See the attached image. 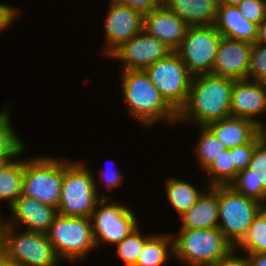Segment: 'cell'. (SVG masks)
I'll list each match as a JSON object with an SVG mask.
<instances>
[{
	"instance_id": "cell-27",
	"label": "cell",
	"mask_w": 266,
	"mask_h": 266,
	"mask_svg": "<svg viewBox=\"0 0 266 266\" xmlns=\"http://www.w3.org/2000/svg\"><path fill=\"white\" fill-rule=\"evenodd\" d=\"M199 140L195 145L196 160L202 171L210 166V164L221 154V151L227 149L222 141H219L214 132L208 126H199Z\"/></svg>"
},
{
	"instance_id": "cell-7",
	"label": "cell",
	"mask_w": 266,
	"mask_h": 266,
	"mask_svg": "<svg viewBox=\"0 0 266 266\" xmlns=\"http://www.w3.org/2000/svg\"><path fill=\"white\" fill-rule=\"evenodd\" d=\"M46 235L61 262L70 260L74 263L80 259L82 262L90 251L97 249L88 217L57 214Z\"/></svg>"
},
{
	"instance_id": "cell-32",
	"label": "cell",
	"mask_w": 266,
	"mask_h": 266,
	"mask_svg": "<svg viewBox=\"0 0 266 266\" xmlns=\"http://www.w3.org/2000/svg\"><path fill=\"white\" fill-rule=\"evenodd\" d=\"M262 140L260 132L250 143L233 148L234 166L238 172L248 168L254 150Z\"/></svg>"
},
{
	"instance_id": "cell-41",
	"label": "cell",
	"mask_w": 266,
	"mask_h": 266,
	"mask_svg": "<svg viewBox=\"0 0 266 266\" xmlns=\"http://www.w3.org/2000/svg\"><path fill=\"white\" fill-rule=\"evenodd\" d=\"M0 266H13L6 258L5 254L0 250Z\"/></svg>"
},
{
	"instance_id": "cell-18",
	"label": "cell",
	"mask_w": 266,
	"mask_h": 266,
	"mask_svg": "<svg viewBox=\"0 0 266 266\" xmlns=\"http://www.w3.org/2000/svg\"><path fill=\"white\" fill-rule=\"evenodd\" d=\"M188 26L163 3L144 15L143 30L175 51L185 38Z\"/></svg>"
},
{
	"instance_id": "cell-40",
	"label": "cell",
	"mask_w": 266,
	"mask_h": 266,
	"mask_svg": "<svg viewBox=\"0 0 266 266\" xmlns=\"http://www.w3.org/2000/svg\"><path fill=\"white\" fill-rule=\"evenodd\" d=\"M243 0H219V4L238 6Z\"/></svg>"
},
{
	"instance_id": "cell-8",
	"label": "cell",
	"mask_w": 266,
	"mask_h": 266,
	"mask_svg": "<svg viewBox=\"0 0 266 266\" xmlns=\"http://www.w3.org/2000/svg\"><path fill=\"white\" fill-rule=\"evenodd\" d=\"M263 207L257 200L236 192L229 185H218V228L233 247L242 241Z\"/></svg>"
},
{
	"instance_id": "cell-37",
	"label": "cell",
	"mask_w": 266,
	"mask_h": 266,
	"mask_svg": "<svg viewBox=\"0 0 266 266\" xmlns=\"http://www.w3.org/2000/svg\"><path fill=\"white\" fill-rule=\"evenodd\" d=\"M114 167V166H113ZM111 167V168H113ZM103 172H101V182H103L106 187L105 188H108L109 192L113 189L115 190V188L117 187H120V185L122 184V180H123V174L117 170H115V168H113L112 170L107 167L106 169H104L103 167Z\"/></svg>"
},
{
	"instance_id": "cell-42",
	"label": "cell",
	"mask_w": 266,
	"mask_h": 266,
	"mask_svg": "<svg viewBox=\"0 0 266 266\" xmlns=\"http://www.w3.org/2000/svg\"><path fill=\"white\" fill-rule=\"evenodd\" d=\"M261 134L263 139L266 141V123L261 127Z\"/></svg>"
},
{
	"instance_id": "cell-38",
	"label": "cell",
	"mask_w": 266,
	"mask_h": 266,
	"mask_svg": "<svg viewBox=\"0 0 266 266\" xmlns=\"http://www.w3.org/2000/svg\"><path fill=\"white\" fill-rule=\"evenodd\" d=\"M248 266H266V253H246Z\"/></svg>"
},
{
	"instance_id": "cell-43",
	"label": "cell",
	"mask_w": 266,
	"mask_h": 266,
	"mask_svg": "<svg viewBox=\"0 0 266 266\" xmlns=\"http://www.w3.org/2000/svg\"><path fill=\"white\" fill-rule=\"evenodd\" d=\"M6 161L2 158V157H0V167L5 163Z\"/></svg>"
},
{
	"instance_id": "cell-34",
	"label": "cell",
	"mask_w": 266,
	"mask_h": 266,
	"mask_svg": "<svg viewBox=\"0 0 266 266\" xmlns=\"http://www.w3.org/2000/svg\"><path fill=\"white\" fill-rule=\"evenodd\" d=\"M110 2L128 6L143 15L157 9L162 4V0H111Z\"/></svg>"
},
{
	"instance_id": "cell-5",
	"label": "cell",
	"mask_w": 266,
	"mask_h": 266,
	"mask_svg": "<svg viewBox=\"0 0 266 266\" xmlns=\"http://www.w3.org/2000/svg\"><path fill=\"white\" fill-rule=\"evenodd\" d=\"M16 230L17 227L0 226V250L13 266H57L61 263L46 234Z\"/></svg>"
},
{
	"instance_id": "cell-35",
	"label": "cell",
	"mask_w": 266,
	"mask_h": 266,
	"mask_svg": "<svg viewBox=\"0 0 266 266\" xmlns=\"http://www.w3.org/2000/svg\"><path fill=\"white\" fill-rule=\"evenodd\" d=\"M20 10L18 7L11 6L10 4L0 3V32L14 25L16 19H18V15Z\"/></svg>"
},
{
	"instance_id": "cell-13",
	"label": "cell",
	"mask_w": 266,
	"mask_h": 266,
	"mask_svg": "<svg viewBox=\"0 0 266 266\" xmlns=\"http://www.w3.org/2000/svg\"><path fill=\"white\" fill-rule=\"evenodd\" d=\"M104 20V41L107 57L121 44L143 31L144 15L132 8L111 2ZM105 51V52H104Z\"/></svg>"
},
{
	"instance_id": "cell-12",
	"label": "cell",
	"mask_w": 266,
	"mask_h": 266,
	"mask_svg": "<svg viewBox=\"0 0 266 266\" xmlns=\"http://www.w3.org/2000/svg\"><path fill=\"white\" fill-rule=\"evenodd\" d=\"M171 52L172 49L165 43L143 30L121 44L108 57L122 61L121 71L145 70Z\"/></svg>"
},
{
	"instance_id": "cell-2",
	"label": "cell",
	"mask_w": 266,
	"mask_h": 266,
	"mask_svg": "<svg viewBox=\"0 0 266 266\" xmlns=\"http://www.w3.org/2000/svg\"><path fill=\"white\" fill-rule=\"evenodd\" d=\"M121 89L127 112L150 128L158 121L177 124V113L165 102L144 70L121 71Z\"/></svg>"
},
{
	"instance_id": "cell-30",
	"label": "cell",
	"mask_w": 266,
	"mask_h": 266,
	"mask_svg": "<svg viewBox=\"0 0 266 266\" xmlns=\"http://www.w3.org/2000/svg\"><path fill=\"white\" fill-rule=\"evenodd\" d=\"M140 226L132 231L127 237L121 242L115 244V250L117 258L123 261L125 266H134L138 260V257L145 245V242L153 234H141Z\"/></svg>"
},
{
	"instance_id": "cell-1",
	"label": "cell",
	"mask_w": 266,
	"mask_h": 266,
	"mask_svg": "<svg viewBox=\"0 0 266 266\" xmlns=\"http://www.w3.org/2000/svg\"><path fill=\"white\" fill-rule=\"evenodd\" d=\"M234 80L213 74L194 75L186 104L177 114V124L192 121L199 126L231 116Z\"/></svg>"
},
{
	"instance_id": "cell-17",
	"label": "cell",
	"mask_w": 266,
	"mask_h": 266,
	"mask_svg": "<svg viewBox=\"0 0 266 266\" xmlns=\"http://www.w3.org/2000/svg\"><path fill=\"white\" fill-rule=\"evenodd\" d=\"M236 192L266 206V141L255 148L248 168L237 173L229 184Z\"/></svg>"
},
{
	"instance_id": "cell-10",
	"label": "cell",
	"mask_w": 266,
	"mask_h": 266,
	"mask_svg": "<svg viewBox=\"0 0 266 266\" xmlns=\"http://www.w3.org/2000/svg\"><path fill=\"white\" fill-rule=\"evenodd\" d=\"M135 216L132 209L123 203L102 198L90 216L96 247L121 242L138 227Z\"/></svg>"
},
{
	"instance_id": "cell-25",
	"label": "cell",
	"mask_w": 266,
	"mask_h": 266,
	"mask_svg": "<svg viewBox=\"0 0 266 266\" xmlns=\"http://www.w3.org/2000/svg\"><path fill=\"white\" fill-rule=\"evenodd\" d=\"M24 160H11L0 167V201H8L9 207L22 194ZM1 214V212H0Z\"/></svg>"
},
{
	"instance_id": "cell-31",
	"label": "cell",
	"mask_w": 266,
	"mask_h": 266,
	"mask_svg": "<svg viewBox=\"0 0 266 266\" xmlns=\"http://www.w3.org/2000/svg\"><path fill=\"white\" fill-rule=\"evenodd\" d=\"M248 79L266 82V44H252Z\"/></svg>"
},
{
	"instance_id": "cell-33",
	"label": "cell",
	"mask_w": 266,
	"mask_h": 266,
	"mask_svg": "<svg viewBox=\"0 0 266 266\" xmlns=\"http://www.w3.org/2000/svg\"><path fill=\"white\" fill-rule=\"evenodd\" d=\"M238 9L245 19L259 25L266 17V0H243Z\"/></svg>"
},
{
	"instance_id": "cell-4",
	"label": "cell",
	"mask_w": 266,
	"mask_h": 266,
	"mask_svg": "<svg viewBox=\"0 0 266 266\" xmlns=\"http://www.w3.org/2000/svg\"><path fill=\"white\" fill-rule=\"evenodd\" d=\"M172 237L173 257L183 266H210L233 248L218 227L179 228V233L174 232Z\"/></svg>"
},
{
	"instance_id": "cell-6",
	"label": "cell",
	"mask_w": 266,
	"mask_h": 266,
	"mask_svg": "<svg viewBox=\"0 0 266 266\" xmlns=\"http://www.w3.org/2000/svg\"><path fill=\"white\" fill-rule=\"evenodd\" d=\"M64 174V158L33 156L24 159L22 195L58 209Z\"/></svg>"
},
{
	"instance_id": "cell-3",
	"label": "cell",
	"mask_w": 266,
	"mask_h": 266,
	"mask_svg": "<svg viewBox=\"0 0 266 266\" xmlns=\"http://www.w3.org/2000/svg\"><path fill=\"white\" fill-rule=\"evenodd\" d=\"M99 187L93 172L83 161L64 160L62 190L58 214L72 217H88L106 193L99 195Z\"/></svg>"
},
{
	"instance_id": "cell-22",
	"label": "cell",
	"mask_w": 266,
	"mask_h": 266,
	"mask_svg": "<svg viewBox=\"0 0 266 266\" xmlns=\"http://www.w3.org/2000/svg\"><path fill=\"white\" fill-rule=\"evenodd\" d=\"M207 126L227 149L250 143L261 132V128L253 121L232 116L211 122Z\"/></svg>"
},
{
	"instance_id": "cell-39",
	"label": "cell",
	"mask_w": 266,
	"mask_h": 266,
	"mask_svg": "<svg viewBox=\"0 0 266 266\" xmlns=\"http://www.w3.org/2000/svg\"><path fill=\"white\" fill-rule=\"evenodd\" d=\"M255 43L266 44V17L258 25L257 39Z\"/></svg>"
},
{
	"instance_id": "cell-26",
	"label": "cell",
	"mask_w": 266,
	"mask_h": 266,
	"mask_svg": "<svg viewBox=\"0 0 266 266\" xmlns=\"http://www.w3.org/2000/svg\"><path fill=\"white\" fill-rule=\"evenodd\" d=\"M9 105H5L0 112V157L6 162L20 157L26 150L25 142L13 130L11 110Z\"/></svg>"
},
{
	"instance_id": "cell-14",
	"label": "cell",
	"mask_w": 266,
	"mask_h": 266,
	"mask_svg": "<svg viewBox=\"0 0 266 266\" xmlns=\"http://www.w3.org/2000/svg\"><path fill=\"white\" fill-rule=\"evenodd\" d=\"M230 113L232 117L251 120L261 128L265 122L256 118L266 113V82L234 80Z\"/></svg>"
},
{
	"instance_id": "cell-19",
	"label": "cell",
	"mask_w": 266,
	"mask_h": 266,
	"mask_svg": "<svg viewBox=\"0 0 266 266\" xmlns=\"http://www.w3.org/2000/svg\"><path fill=\"white\" fill-rule=\"evenodd\" d=\"M180 228L209 229L218 227V185L208 186L197 202L183 215Z\"/></svg>"
},
{
	"instance_id": "cell-15",
	"label": "cell",
	"mask_w": 266,
	"mask_h": 266,
	"mask_svg": "<svg viewBox=\"0 0 266 266\" xmlns=\"http://www.w3.org/2000/svg\"><path fill=\"white\" fill-rule=\"evenodd\" d=\"M9 208L12 218L6 220L2 217L0 226L20 227L23 225L24 230L44 234L48 232L58 214L57 209L22 194Z\"/></svg>"
},
{
	"instance_id": "cell-24",
	"label": "cell",
	"mask_w": 266,
	"mask_h": 266,
	"mask_svg": "<svg viewBox=\"0 0 266 266\" xmlns=\"http://www.w3.org/2000/svg\"><path fill=\"white\" fill-rule=\"evenodd\" d=\"M204 191L196 189L193 184L178 177H169L165 181L166 197L171 207L178 212L179 217L197 202Z\"/></svg>"
},
{
	"instance_id": "cell-36",
	"label": "cell",
	"mask_w": 266,
	"mask_h": 266,
	"mask_svg": "<svg viewBox=\"0 0 266 266\" xmlns=\"http://www.w3.org/2000/svg\"><path fill=\"white\" fill-rule=\"evenodd\" d=\"M235 247H233L225 256L218 259L214 264L210 266H248V260L246 257V253H244L243 257L237 256L240 253ZM237 254V255H235Z\"/></svg>"
},
{
	"instance_id": "cell-9",
	"label": "cell",
	"mask_w": 266,
	"mask_h": 266,
	"mask_svg": "<svg viewBox=\"0 0 266 266\" xmlns=\"http://www.w3.org/2000/svg\"><path fill=\"white\" fill-rule=\"evenodd\" d=\"M144 71L161 97L178 114L187 102L193 77L180 56L172 51Z\"/></svg>"
},
{
	"instance_id": "cell-29",
	"label": "cell",
	"mask_w": 266,
	"mask_h": 266,
	"mask_svg": "<svg viewBox=\"0 0 266 266\" xmlns=\"http://www.w3.org/2000/svg\"><path fill=\"white\" fill-rule=\"evenodd\" d=\"M208 175V186L229 185L237 176L234 166L233 148L224 149L205 170Z\"/></svg>"
},
{
	"instance_id": "cell-21",
	"label": "cell",
	"mask_w": 266,
	"mask_h": 266,
	"mask_svg": "<svg viewBox=\"0 0 266 266\" xmlns=\"http://www.w3.org/2000/svg\"><path fill=\"white\" fill-rule=\"evenodd\" d=\"M188 27L214 25L219 0H162Z\"/></svg>"
},
{
	"instance_id": "cell-11",
	"label": "cell",
	"mask_w": 266,
	"mask_h": 266,
	"mask_svg": "<svg viewBox=\"0 0 266 266\" xmlns=\"http://www.w3.org/2000/svg\"><path fill=\"white\" fill-rule=\"evenodd\" d=\"M222 35L214 25L189 26L175 52L194 76L212 72Z\"/></svg>"
},
{
	"instance_id": "cell-16",
	"label": "cell",
	"mask_w": 266,
	"mask_h": 266,
	"mask_svg": "<svg viewBox=\"0 0 266 266\" xmlns=\"http://www.w3.org/2000/svg\"><path fill=\"white\" fill-rule=\"evenodd\" d=\"M252 44L222 37L210 74L233 80L248 79Z\"/></svg>"
},
{
	"instance_id": "cell-23",
	"label": "cell",
	"mask_w": 266,
	"mask_h": 266,
	"mask_svg": "<svg viewBox=\"0 0 266 266\" xmlns=\"http://www.w3.org/2000/svg\"><path fill=\"white\" fill-rule=\"evenodd\" d=\"M174 256L172 234H153L146 242L134 266H164Z\"/></svg>"
},
{
	"instance_id": "cell-28",
	"label": "cell",
	"mask_w": 266,
	"mask_h": 266,
	"mask_svg": "<svg viewBox=\"0 0 266 266\" xmlns=\"http://www.w3.org/2000/svg\"><path fill=\"white\" fill-rule=\"evenodd\" d=\"M242 253H266V206L254 217L246 235L235 247Z\"/></svg>"
},
{
	"instance_id": "cell-20",
	"label": "cell",
	"mask_w": 266,
	"mask_h": 266,
	"mask_svg": "<svg viewBox=\"0 0 266 266\" xmlns=\"http://www.w3.org/2000/svg\"><path fill=\"white\" fill-rule=\"evenodd\" d=\"M214 26L222 37L251 44L256 42L258 25L245 19L238 6L219 4Z\"/></svg>"
}]
</instances>
